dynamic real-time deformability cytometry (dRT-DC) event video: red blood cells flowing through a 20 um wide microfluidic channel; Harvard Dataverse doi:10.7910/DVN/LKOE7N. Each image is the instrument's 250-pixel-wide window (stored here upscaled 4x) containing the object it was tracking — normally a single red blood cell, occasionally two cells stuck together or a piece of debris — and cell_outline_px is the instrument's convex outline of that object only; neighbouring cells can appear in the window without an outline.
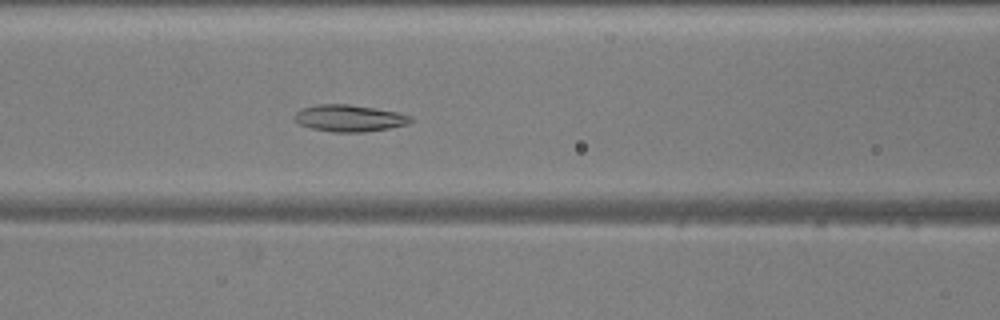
{"species": "common noctule bat (a hibernating species)", "species_latin": "Nyctalus noctula", "temperature_condition": "warm", "stored_images_in_passage": 52, "camera_frame_rate_fps": 3000, "um_per_image_px": 0.085, "animal": {"sex": "male", "body_mass_g": 20.5, "forearm_length_mm": 52.5}, "frame": {"image": 1, "passage_image": 22, "time_ms": 7.0, "image_size_px": [1000, 320], "cell_outline_px": [[412, 120], [408, 124], [388, 128], [364, 132], [332, 132], [312, 128], [300, 124], [292, 116], [296, 112], [304, 108], [316, 104], [348, 104], [376, 108], [396, 112], [412, 116]], "centroid_in_image_um": [29.69, 10.04], "position_along_channel_um": 136.9, "area_um2": 18.03}}
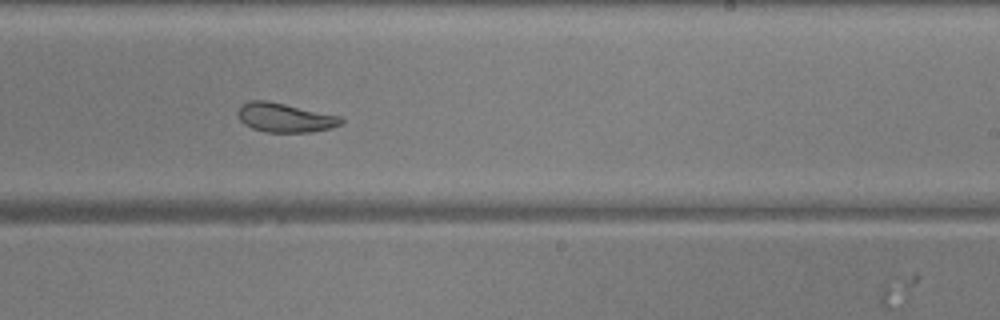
{"frame": {"image": 2, "passage_image": 32, "time_ms": 10.333, "image_size_px": [1000, 320], "cell_outline_px": [[344, 120], [340, 124], [332, 128], [312, 132], [268, 132], [252, 128], [244, 124], [240, 120], [240, 108], [244, 104], [252, 100], [268, 100], [340, 116]], "centroid_in_image_um": [24.26, 10.0], "position_along_channel_um": 264.7, "area_um2": 17.28}}
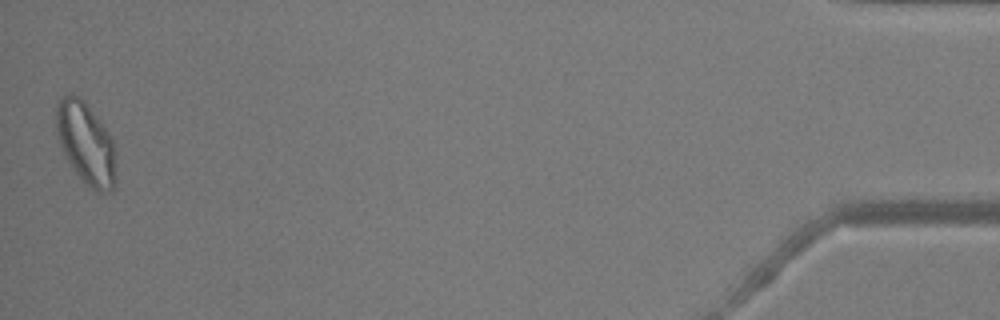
{"frame": {"image": 3, "passage_image": 52, "time_ms": 17.0, "image_size_px": [1000, 320], "cell_outline_px": [[116, 184], [112, 192], [96, 192], [84, 184], [68, 160], [64, 152], [56, 128], [56, 104], [68, 92], [72, 92], [80, 96], [100, 120], [112, 140], [116, 152]], "centroid_in_image_um": [7.34, 12.2], "position_along_channel_um": 427.9, "area_um2": 28.73}, "authors_computed_cell_mechanics": {"area_um2": 21.1837, "velocity_mm_per_s": 3.8448, "shape_relaxation_time_tau1_ms": null, "shape_relaxation_time_tau2_ms": 2.7479, "deformation_change_tau1": null, "deformation_change_tau2": 0.0876}}